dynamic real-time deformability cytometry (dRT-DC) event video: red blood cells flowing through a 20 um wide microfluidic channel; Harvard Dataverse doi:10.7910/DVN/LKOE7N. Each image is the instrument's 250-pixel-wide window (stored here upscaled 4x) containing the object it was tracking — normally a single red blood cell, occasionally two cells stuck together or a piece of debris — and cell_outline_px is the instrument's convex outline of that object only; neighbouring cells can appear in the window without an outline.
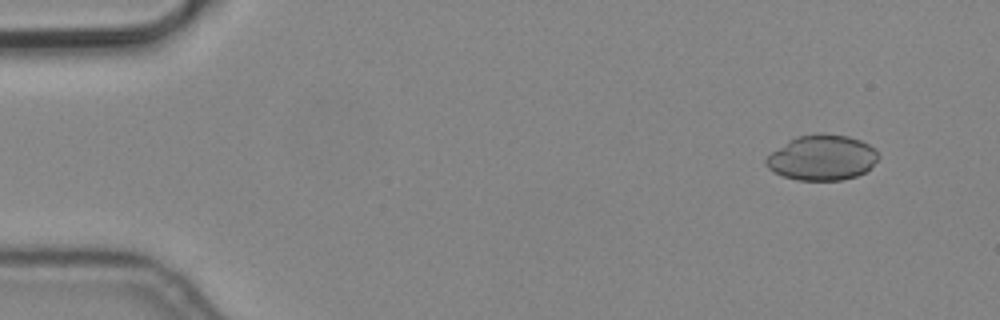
{"species": "common noctule bat (a hibernating species)", "species_latin": "Nyctalus noctula", "temperature_condition": "cold", "stored_images_in_passage": 4, "camera_frame_rate_fps": 3000, "um_per_image_px": 0.085, "animal": {"sex": "male", "body_mass_g": 19.2, "forearm_length_mm": 51.8}, "frame": {"image": 1, "passage_image": 2, "time_ms": 0.333, "image_size_px": [1000, 320], "cell_outline_px": [[880, 156], [864, 172], [856, 176], [840, 180], [796, 180], [784, 176], [768, 168], [764, 164], [764, 160], [772, 152], [788, 140], [796, 136], [816, 132], [820, 132], [848, 136], [860, 140], [868, 144]], "centroid_in_image_um": [69.84, 13.38], "position_along_channel_um": 15.2, "area_um2": 29.59}}